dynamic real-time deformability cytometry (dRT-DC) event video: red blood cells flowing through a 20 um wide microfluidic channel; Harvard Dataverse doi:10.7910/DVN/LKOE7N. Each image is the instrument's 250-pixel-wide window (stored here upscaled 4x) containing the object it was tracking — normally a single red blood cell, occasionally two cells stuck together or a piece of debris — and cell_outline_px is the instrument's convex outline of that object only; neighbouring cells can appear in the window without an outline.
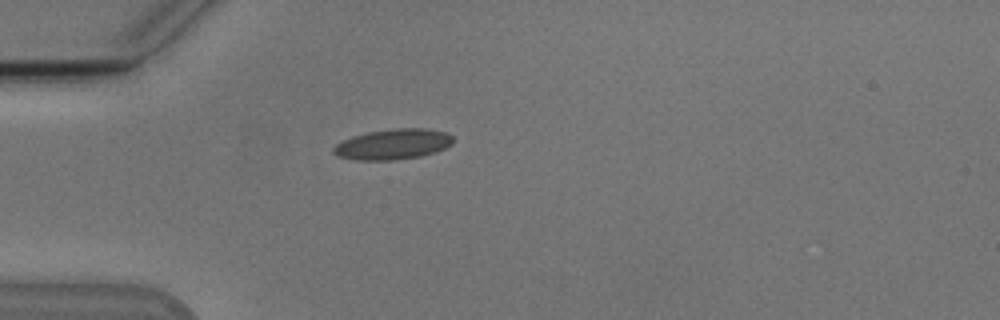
{"species": "Egyptian fruit bat (a non-hibernating species)", "species_latin": "Rousettus aegyptiacus", "temperature_condition": "cold", "stored_images_in_passage": 22, "camera_frame_rate_fps": 3000, "um_per_image_px": 0.085, "animal": {"sex": "male"}, "frame": {"image": 1, "passage_image": 1, "time_ms": 0.0, "image_size_px": [1000, 320], "cell_outline_px": [[452, 144], [436, 152], [420, 156], [396, 160], [356, 160], [336, 156], [332, 152], [332, 148], [336, 144], [352, 136], [368, 132], [392, 128], [424, 128], [444, 132], [452, 136]], "centroid_in_image_um": [33.37, 12.26], "position_along_channel_um": 51.6, "area_um2": 21.27}}
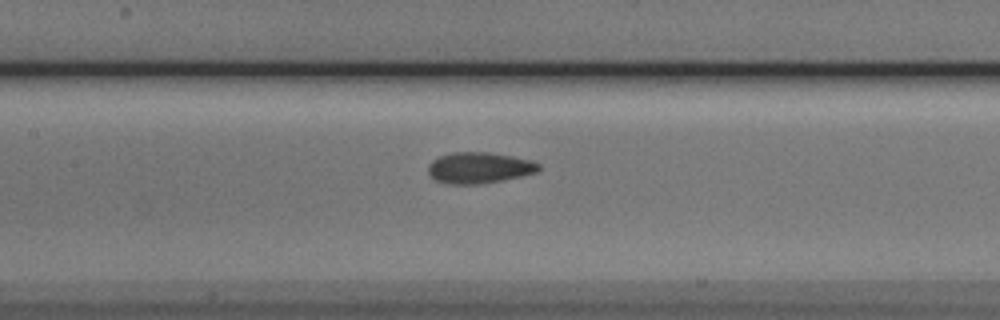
{"frame": {"image": 2, "passage_image": 11, "time_ms": 3.333, "image_size_px": [1000, 320], "cell_outline_px": [[540, 168], [536, 172], [520, 176], [480, 184], [448, 184], [436, 180], [428, 172], [428, 164], [432, 160], [440, 156], [452, 152], [488, 152], [512, 156], [532, 160], [540, 164]], "centroid_in_image_um": [40.72, 14.25], "position_along_channel_um": 166.7, "area_um2": 19.94}}
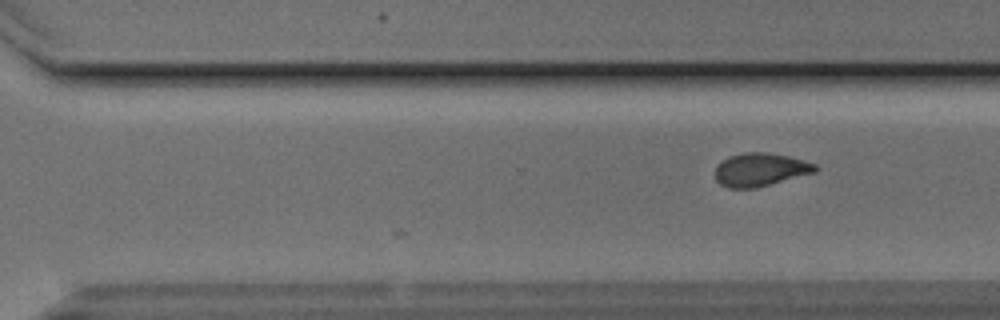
{"frame": {"image": 3, "passage_image": 22, "time_ms": 7.0, "image_size_px": [1000, 320], "cell_outline_px": [[820, 168], [816, 172], [756, 188], [728, 188], [720, 184], [716, 180], [716, 164], [728, 156], [744, 152], [768, 152], [788, 156], [816, 164]], "centroid_in_image_um": [64.62, 14.41], "position_along_channel_um": 306.0, "area_um2": 19.54}}